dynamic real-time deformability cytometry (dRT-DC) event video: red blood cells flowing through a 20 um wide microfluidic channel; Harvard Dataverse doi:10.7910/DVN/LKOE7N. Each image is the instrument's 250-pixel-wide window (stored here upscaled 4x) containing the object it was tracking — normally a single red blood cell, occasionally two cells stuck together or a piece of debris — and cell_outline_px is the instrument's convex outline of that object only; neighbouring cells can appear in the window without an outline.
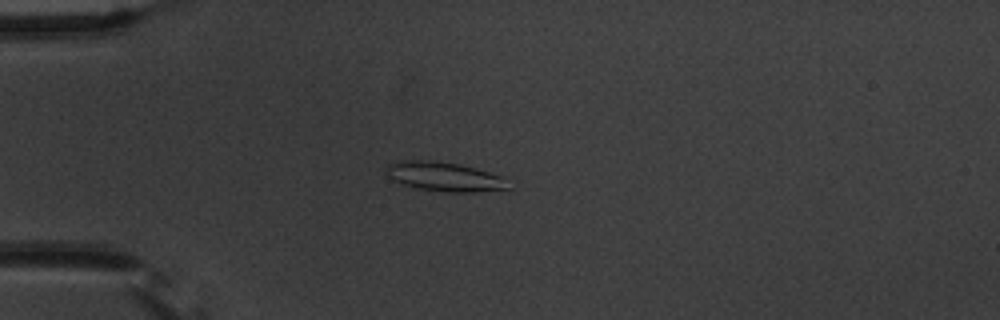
{"species": "common noctule bat (a hibernating species)", "species_latin": "Nyctalus noctula", "temperature_condition": "warm", "stored_images_in_passage": 1, "camera_frame_rate_fps": 3000, "um_per_image_px": 0.085, "animal": {"sex": "male", "body_mass_g": 20.1, "forearm_length_mm": 53.5}, "frame": {"image": 1, "passage_image": 1, "time_ms": 0.0, "image_size_px": [1000, 320], "cell_outline_px": [[512, 188], [476, 192], [448, 192], [420, 188], [400, 184], [392, 180], [384, 172], [384, 168], [388, 164], [400, 160], [432, 160], [456, 164], [504, 176]], "centroid_in_image_um": [37.74, 15.02], "position_along_channel_um": 47.3, "area_um2": 20.87}}